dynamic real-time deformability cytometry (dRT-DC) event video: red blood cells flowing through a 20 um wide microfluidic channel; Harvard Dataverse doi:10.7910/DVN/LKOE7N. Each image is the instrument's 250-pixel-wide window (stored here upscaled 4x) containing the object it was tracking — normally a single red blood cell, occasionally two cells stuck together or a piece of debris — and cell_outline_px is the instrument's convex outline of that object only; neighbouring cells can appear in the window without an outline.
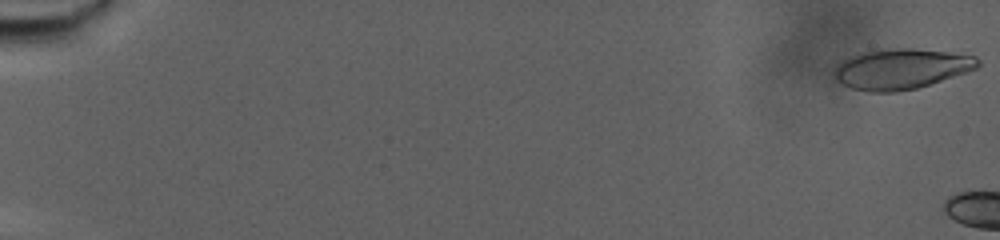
{"species": "human", "species_latin": "Homo sapiens", "temperature_condition": "warm", "stored_images_in_passage": 9, "camera_frame_rate_fps": 3000, "um_per_image_px": 0.085, "donor": {"sex": "male"}, "frame": {"image": 1, "passage_image": 1, "time_ms": 0.0, "image_size_px": [1000, 240], "cell_outline_px": [[980, 64], [976, 68], [968, 72], [916, 88], [896, 92], [868, 92], [852, 88], [840, 84], [836, 80], [832, 72], [836, 64], [860, 52], [896, 48], [912, 48], [948, 52], [976, 56], [980, 60]], "centroid_in_image_um": [76.57, 5.86], "position_along_channel_um": 8.4, "area_um2": 33.87}}